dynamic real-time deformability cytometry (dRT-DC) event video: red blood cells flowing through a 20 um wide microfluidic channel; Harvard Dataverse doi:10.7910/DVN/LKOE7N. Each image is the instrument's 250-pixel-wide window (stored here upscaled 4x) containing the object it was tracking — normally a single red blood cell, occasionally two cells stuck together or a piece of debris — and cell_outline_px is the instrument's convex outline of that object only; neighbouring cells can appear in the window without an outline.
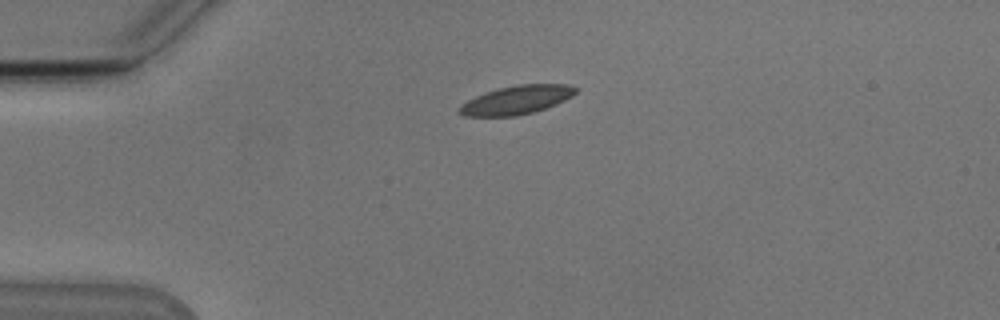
{"species": "Egyptian fruit bat (a non-hibernating species)", "species_latin": "Rousettus aegyptiacus", "temperature_condition": "cold", "stored_images_in_passage": 42, "camera_frame_rate_fps": 3000, "um_per_image_px": 0.085, "animal": {"sex": "male"}, "frame": {"image": 1, "passage_image": 1, "time_ms": 0.0, "image_size_px": [1000, 320], "cell_outline_px": [[576, 92], [572, 96], [556, 104], [532, 112], [516, 116], [464, 116], [456, 112], [456, 108], [460, 104], [484, 92], [496, 88], [516, 84], [568, 84], [576, 88]], "centroid_in_image_um": [43.84, 8.49], "position_along_channel_um": 41.2, "area_um2": 19.54}}
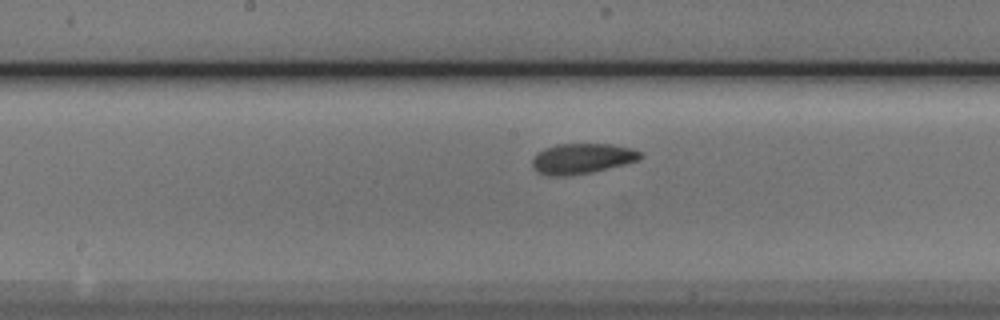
{"frame": {"image": 2, "passage_image": 16, "time_ms": 5.0, "image_size_px": [1000, 320], "cell_outline_px": [[644, 156], [636, 160], [624, 164], [592, 172], [564, 176], [548, 176], [536, 172], [532, 168], [532, 160], [536, 152], [544, 148], [556, 144], [612, 144], [632, 148], [640, 152]], "centroid_in_image_um": [49.41, 13.48], "position_along_channel_um": 198.8, "area_um2": 19.25}}
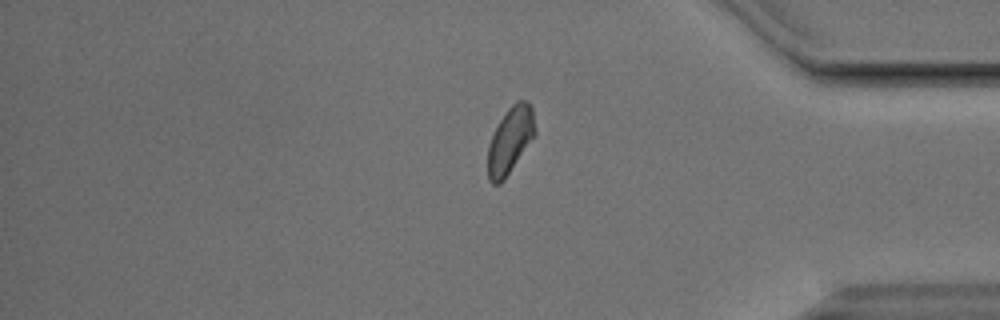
{"frame": {"image": 3, "passage_image": 33, "time_ms": 10.667, "image_size_px": [1000, 320], "cell_outline_px": [[536, 132], [504, 180], [500, 184], [492, 184], [488, 180], [488, 144], [500, 120], [508, 108], [516, 100], [528, 100], [532, 108]], "centroid_in_image_um": [43.35, 11.91], "position_along_channel_um": 391.8, "area_um2": 18.03}, "authors_computed_cell_mechanics": {"area_um2": 18.6116, "velocity_mm_per_s": 3.7961, "shape_relaxation_time_tau1_ms": 5.6768, "shape_relaxation_time_tau2_ms": 3.4001, "deformation_change_tau1": 0.1011, "deformation_change_tau2": 0.079}}